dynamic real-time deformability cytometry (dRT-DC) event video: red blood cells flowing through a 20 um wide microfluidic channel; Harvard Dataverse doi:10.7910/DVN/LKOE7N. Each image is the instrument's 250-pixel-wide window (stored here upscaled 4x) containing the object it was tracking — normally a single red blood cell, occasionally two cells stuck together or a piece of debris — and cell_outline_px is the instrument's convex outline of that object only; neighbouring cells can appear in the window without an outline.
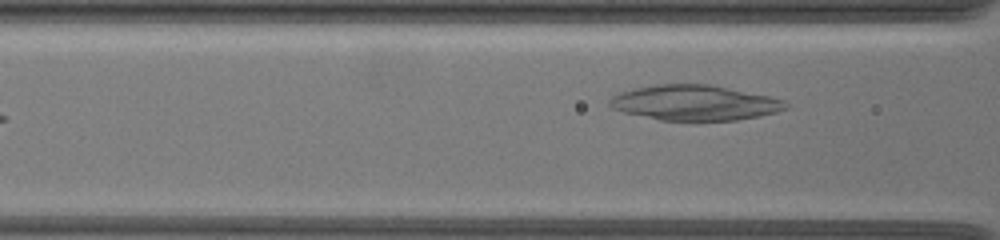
{"species": "common noctule bat (a hibernating species)", "species_latin": "Nyctalus noctula", "temperature_condition": "warm", "stored_images_in_passage": 38, "camera_frame_rate_fps": 3000, "um_per_image_px": 0.085, "animal": {"sex": "female", "body_mass_g": 19.5, "forearm_length_mm": 54.1}, "frame": {"image": 1, "passage_image": 4, "time_ms": 1.0, "image_size_px": [1000, 240], "cell_outline_px": [[788, 108], [776, 112], [760, 116], [736, 120], [660, 120], [624, 112], [612, 108], [608, 104], [608, 100], [612, 96], [620, 92], [636, 88], [656, 84], [708, 84], [768, 96], [784, 100], [788, 104]], "centroid_in_image_um": [59.03, 8.73], "position_along_channel_um": 107.6, "area_um2": 35.89}}
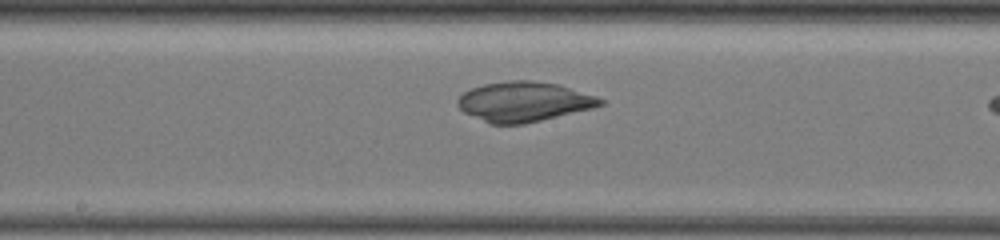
{"frame": {"image": 2, "passage_image": 15, "time_ms": 3.667, "image_size_px": [1000, 240], "cell_outline_px": [[604, 104], [592, 108], [524, 124], [488, 124], [464, 112], [456, 104], [456, 100], [464, 92], [472, 88], [484, 84], [508, 80], [532, 80], [556, 84], [596, 96], [604, 100]], "centroid_in_image_um": [44.49, 8.65], "position_along_channel_um": 203.7, "area_um2": 32.95}}
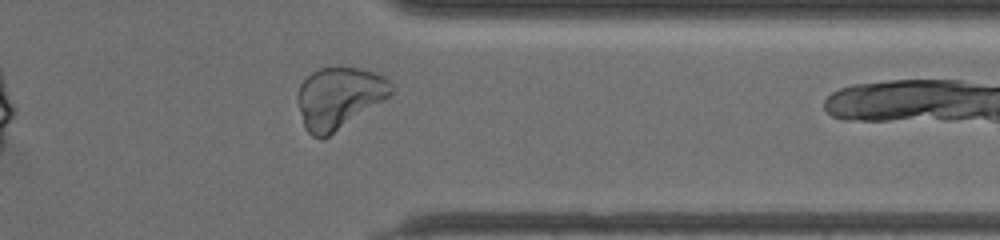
{"frame": {"image": 3, "passage_image": 34, "time_ms": 8.667, "image_size_px": [1000, 240], "cell_outline_px": [[392, 92], [384, 100], [328, 136], [320, 140], [312, 136], [304, 128], [296, 96], [300, 84], [312, 72], [320, 68], [360, 68], [384, 76], [392, 84]], "centroid_in_image_um": [28.78, 8.32], "position_along_channel_um": 382.6, "area_um2": 33.18}}